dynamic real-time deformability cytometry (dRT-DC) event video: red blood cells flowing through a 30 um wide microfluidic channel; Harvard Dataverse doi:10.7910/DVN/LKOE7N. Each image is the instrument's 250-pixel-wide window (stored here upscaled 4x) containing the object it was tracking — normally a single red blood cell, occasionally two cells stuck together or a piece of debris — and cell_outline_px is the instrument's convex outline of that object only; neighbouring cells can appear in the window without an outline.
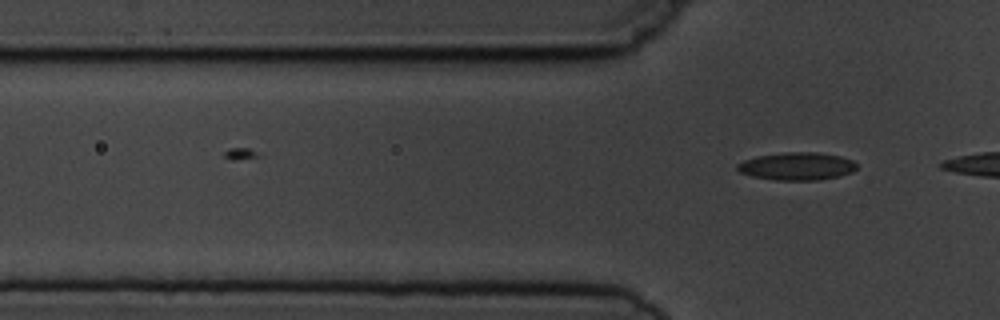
{"species": "common noctule bat (a hibernating species)", "species_latin": "Nyctalus noctula", "temperature_condition": "cold", "stored_images_in_passage": 2, "camera_frame_rate_fps": 3000, "um_per_image_px": 0.085, "animal": {"sex": "male", "body_mass_g": 19.5, "forearm_length_mm": 54.6}, "frame": {"image": 1, "passage_image": 2, "time_ms": 1.333, "image_size_px": [1000, 320], "cell_outline_px": [[856, 168], [852, 172], [820, 180], [776, 180], [752, 176], [740, 172], [736, 168], [736, 164], [744, 160], [756, 156], [784, 152], [816, 152], [840, 156], [852, 160], [856, 164]], "centroid_in_image_um": [67.71, 14.12], "position_along_channel_um": 58.1, "area_um2": 19.25}}